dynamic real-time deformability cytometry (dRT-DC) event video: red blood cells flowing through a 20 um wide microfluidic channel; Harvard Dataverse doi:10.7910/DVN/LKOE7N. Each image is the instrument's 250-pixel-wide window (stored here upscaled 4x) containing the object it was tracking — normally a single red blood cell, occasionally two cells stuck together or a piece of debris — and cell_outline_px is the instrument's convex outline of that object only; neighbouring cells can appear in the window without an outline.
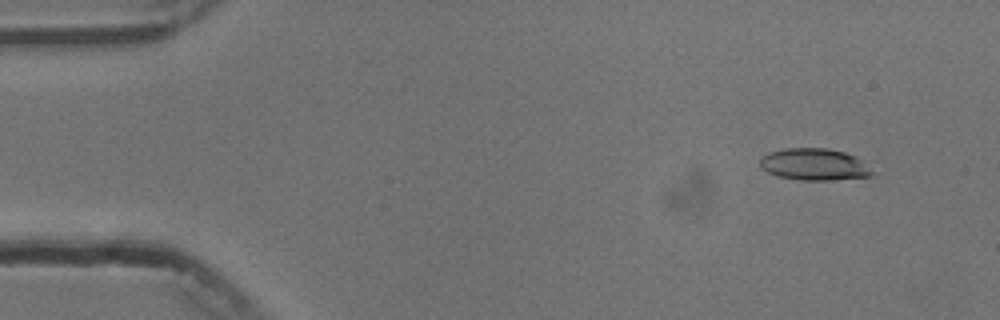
{"species": "common noctule bat (a hibernating species)", "species_latin": "Nyctalus noctula", "temperature_condition": "cold", "stored_images_in_passage": 55, "camera_frame_rate_fps": 3000, "um_per_image_px": 0.085, "animal": {"sex": "male", "body_mass_g": 13.3}, "frame": {"image": 1, "passage_image": 5, "time_ms": 1.333, "image_size_px": [1000, 320], "cell_outline_px": [[872, 172], [868, 176], [832, 180], [800, 180], [780, 176], [768, 172], [760, 168], [760, 156], [768, 152], [784, 148], [828, 148], [844, 152], [856, 156]], "centroid_in_image_um": [69.13, 13.96], "position_along_channel_um": 15.9, "area_um2": 20.63}}
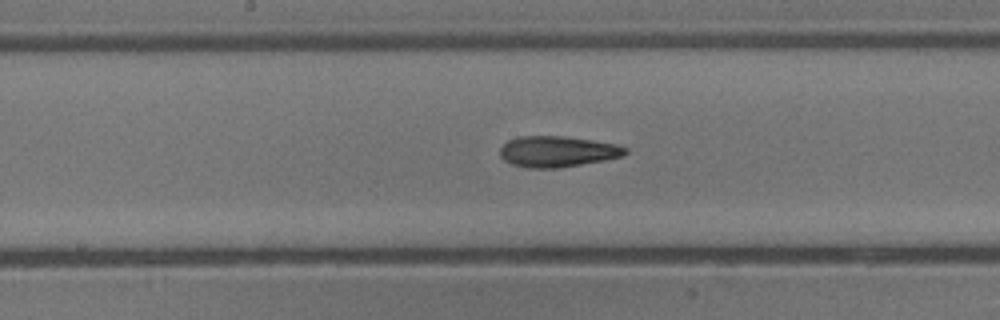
{"frame": {"image": 2, "passage_image": 28, "time_ms": 9.0, "image_size_px": [1000, 320], "cell_outline_px": [[628, 152], [624, 156], [604, 160], [560, 168], [528, 168], [512, 164], [504, 160], [500, 156], [500, 148], [508, 140], [520, 136], [564, 136], [592, 140], [616, 144], [628, 148]], "centroid_in_image_um": [47.39, 12.88], "position_along_channel_um": 200.8, "area_um2": 22.66}}
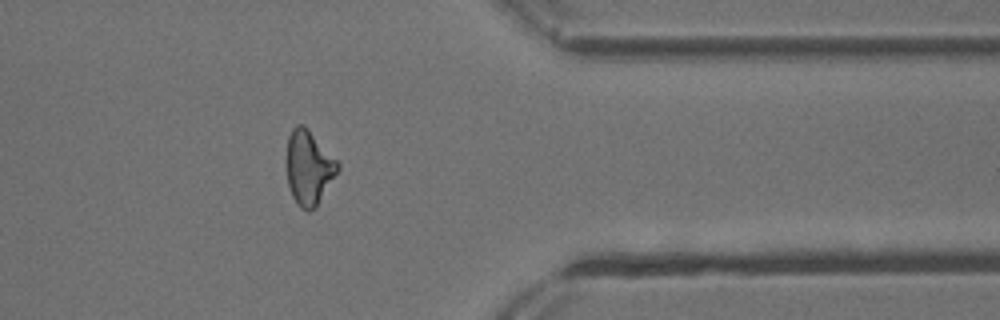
{"frame": {"image": 3, "passage_image": 44, "time_ms": 14.333, "image_size_px": [1000, 320], "cell_outline_px": [[340, 168], [316, 208], [308, 212], [300, 208], [292, 196], [288, 184], [284, 160], [284, 156], [288, 136], [292, 128], [296, 124], [304, 124], [308, 128], [340, 164]], "centroid_in_image_um": [26.2, 14.24], "position_along_channel_um": 385.2, "area_um2": 22.77}, "authors_computed_cell_mechanics": {"area_um2": 21.964, "velocity_mm_per_s": 3.7641, "shape_relaxation_time_tau1_ms": 4.4348, "shape_relaxation_time_tau2_ms": 3.647, "deformation_change_tau1": 0.1753, "deformation_change_tau2": 0.1358}}